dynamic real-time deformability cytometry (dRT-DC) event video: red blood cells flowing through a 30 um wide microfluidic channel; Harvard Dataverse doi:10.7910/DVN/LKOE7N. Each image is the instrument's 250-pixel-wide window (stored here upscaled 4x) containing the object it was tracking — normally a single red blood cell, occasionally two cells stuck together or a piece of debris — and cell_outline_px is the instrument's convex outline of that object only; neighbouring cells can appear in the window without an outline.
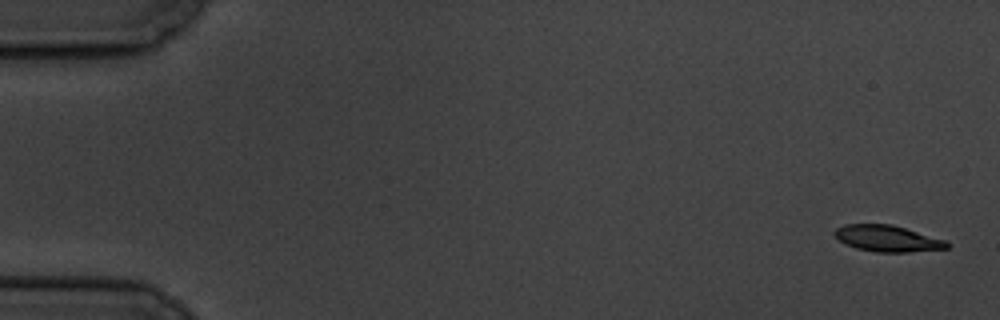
{"species": "common noctule bat (a hibernating species)", "species_latin": "Nyctalus noctula", "temperature_condition": "cold", "stored_images_in_passage": 7, "camera_frame_rate_fps": 3000, "um_per_image_px": 0.085, "animal": {"sex": "male", "body_mass_g": 19.5, "forearm_length_mm": 54.6}, "frame": {"image": 1, "passage_image": 1, "time_ms": 0.0, "image_size_px": [1000, 320], "cell_outline_px": [[948, 248], [908, 252], [876, 252], [856, 248], [844, 244], [832, 232], [836, 228], [844, 224], [892, 224], [944, 240], [948, 244]], "centroid_in_image_um": [75.37, 20.27], "position_along_channel_um": 9.6, "area_um2": 17.05}}
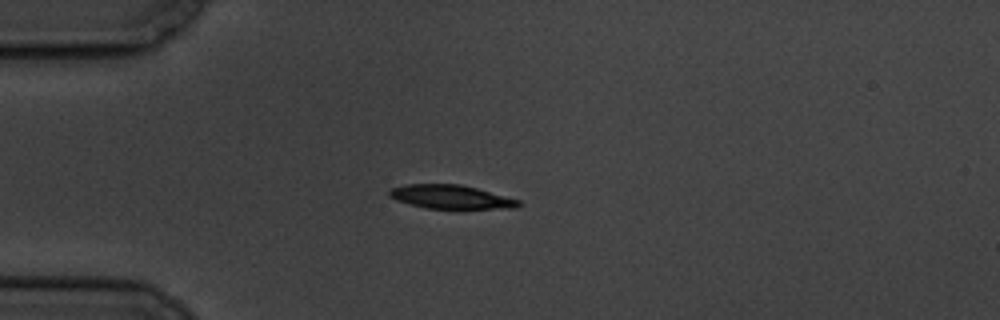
{"frame": {"image": 2, "passage_image": 5, "time_ms": 4.667, "image_size_px": [1000, 320], "cell_outline_px": [[520, 204], [516, 208], [428, 208], [396, 200], [388, 196], [388, 192], [392, 188], [408, 184], [460, 184], [476, 188], [520, 200]], "centroid_in_image_um": [38.31, 16.73], "position_along_channel_um": 46.7, "area_um2": 17.51}}
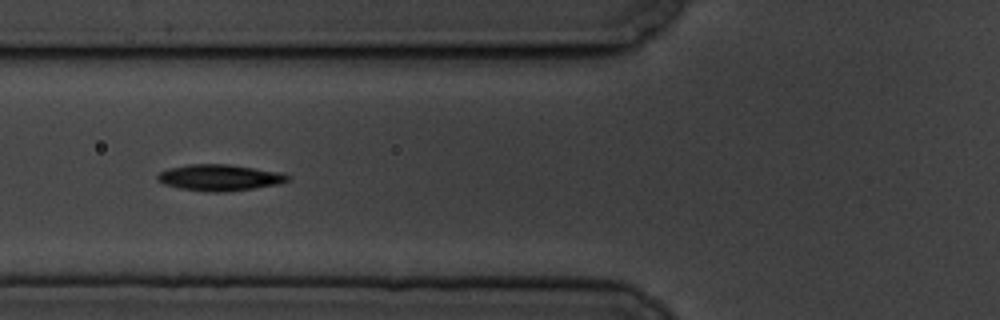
{"frame": {"image": 3, "passage_image": 7, "time_ms": 7.0, "image_size_px": [1000, 320], "cell_outline_px": [[292, 180], [280, 184], [224, 192], [212, 192], [180, 188], [164, 184], [156, 180], [156, 176], [160, 172], [168, 168], [188, 164], [228, 164], [284, 172], [292, 176]], "centroid_in_image_um": [18.72, 15.08], "position_along_channel_um": 107.1, "area_um2": 20.17}}